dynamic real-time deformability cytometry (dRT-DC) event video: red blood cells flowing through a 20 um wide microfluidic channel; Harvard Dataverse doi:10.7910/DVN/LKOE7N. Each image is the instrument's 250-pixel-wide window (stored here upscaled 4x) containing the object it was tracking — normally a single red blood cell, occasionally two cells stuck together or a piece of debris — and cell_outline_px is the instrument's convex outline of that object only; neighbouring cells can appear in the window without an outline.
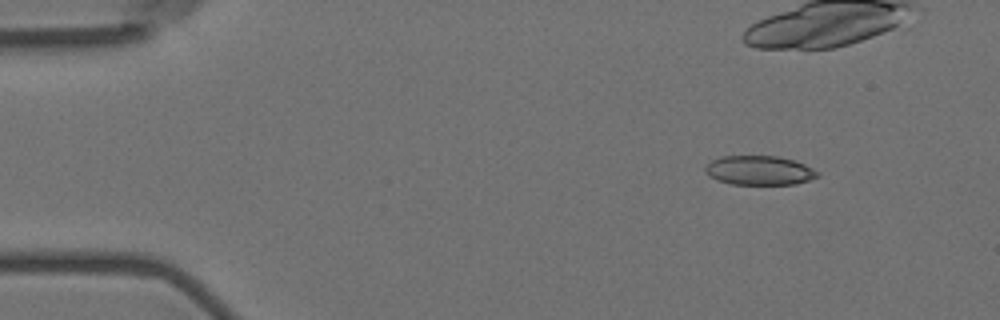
{"species": "Egyptian fruit bat (a non-hibernating species)", "species_latin": "Rousettus aegyptiacus", "temperature_condition": "room temperature", "stored_images_in_passage": 42, "camera_frame_rate_fps": 3000, "um_per_image_px": 0.085, "animal": {"sex": "female"}, "frame": {"image": 1, "passage_image": 1, "time_ms": 0.0, "image_size_px": [1000, 320], "cell_outline_px": [[820, 176], [796, 184], [732, 184], [716, 180], [708, 176], [704, 172], [704, 168], [712, 160], [720, 156], [780, 156], [796, 160], [820, 172]], "centroid_in_image_um": [64.54, 14.48], "position_along_channel_um": 20.5, "area_um2": 19.36}}